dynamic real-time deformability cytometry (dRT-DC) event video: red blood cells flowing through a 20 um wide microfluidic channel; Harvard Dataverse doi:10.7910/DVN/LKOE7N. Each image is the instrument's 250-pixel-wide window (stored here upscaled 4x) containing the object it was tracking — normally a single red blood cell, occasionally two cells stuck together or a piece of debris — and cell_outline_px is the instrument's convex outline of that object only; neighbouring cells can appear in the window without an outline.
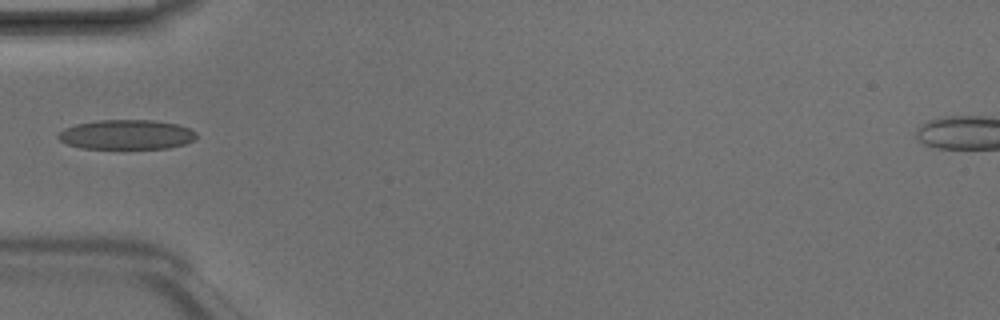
{"species": "Egyptian fruit bat (a non-hibernating species)", "species_latin": "Rousettus aegyptiacus", "temperature_condition": "room temperature", "stored_images_in_passage": 6, "camera_frame_rate_fps": 3000, "um_per_image_px": 0.085, "animal": {"sex": "male"}, "frame": {"image": 1, "passage_image": 5, "time_ms": 1.333, "image_size_px": [1000, 320], "cell_outline_px": [[196, 136], [192, 140], [184, 144], [168, 148], [80, 148], [68, 144], [60, 140], [56, 136], [64, 128], [76, 124], [100, 120], [152, 120], [180, 124], [196, 132]], "centroid_in_image_um": [10.75, 11.43], "position_along_channel_um": 74.3, "area_um2": 23.76}}